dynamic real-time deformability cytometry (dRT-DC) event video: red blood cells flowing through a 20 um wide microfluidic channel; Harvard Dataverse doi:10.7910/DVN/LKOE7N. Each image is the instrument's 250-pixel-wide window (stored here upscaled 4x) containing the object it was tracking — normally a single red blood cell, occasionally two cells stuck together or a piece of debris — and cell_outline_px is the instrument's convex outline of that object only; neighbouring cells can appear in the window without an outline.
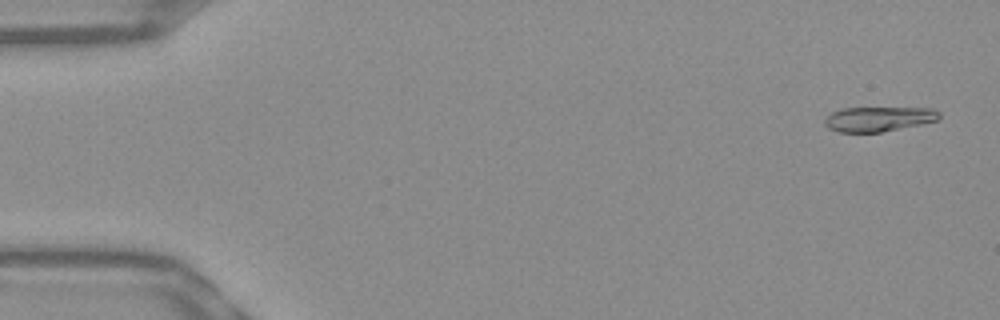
{"species": "Egyptian fruit bat (a non-hibernating species)", "species_latin": "Rousettus aegyptiacus", "temperature_condition": "warm", "stored_images_in_passage": 53, "camera_frame_rate_fps": 3000, "um_per_image_px": 0.085, "frame": {"image": 1, "passage_image": 2, "time_ms": 0.333, "image_size_px": [1000, 320], "cell_outline_px": [[940, 120], [880, 132], [840, 132], [828, 128], [824, 124], [824, 120], [832, 112], [844, 108], [932, 108], [940, 112]], "centroid_in_image_um": [74.69, 10.11], "position_along_channel_um": 10.3, "area_um2": 16.42}}
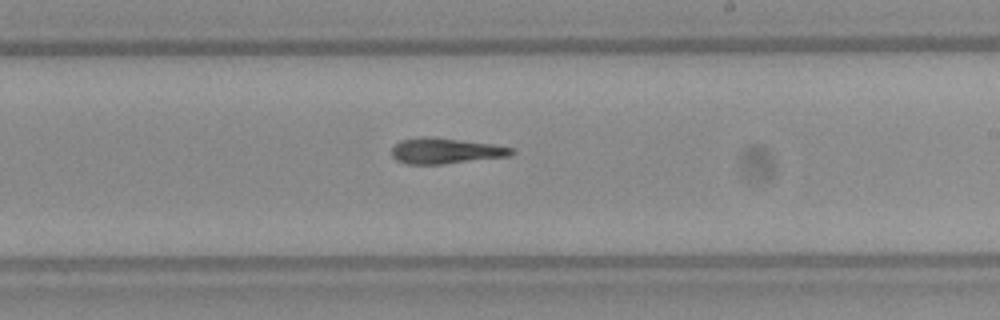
{"frame": {"image": 2, "passage_image": 31, "time_ms": 10.0, "image_size_px": [1000, 320], "cell_outline_px": [[516, 152], [512, 156], [444, 164], [404, 164], [396, 160], [392, 156], [392, 148], [400, 140], [420, 136], [432, 136], [492, 144], [516, 148]], "centroid_in_image_um": [37.9, 12.82], "position_along_channel_um": 251.1, "area_um2": 18.32}}
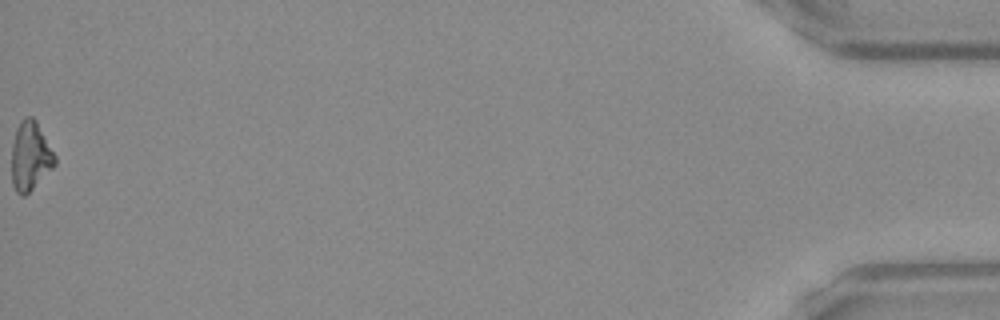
{"frame": {"image": 3, "passage_image": 53, "time_ms": 17.333, "image_size_px": [1000, 320], "cell_outline_px": [[56, 164], [24, 196], [20, 196], [16, 192], [12, 184], [12, 144], [16, 128], [20, 120], [24, 116], [32, 116], [36, 120], [56, 156]], "centroid_in_image_um": [2.56, 13.24], "position_along_channel_um": 432.6, "area_um2": 17.34}, "authors_computed_cell_mechanics": {"area_um2": 17.5134, "velocity_mm_per_s": 3.8571, "shape_relaxation_time_tau1_ms": null, "shape_relaxation_time_tau2_ms": 4.9598, "deformation_change_tau1": null, "deformation_change_tau2": 0.166}}